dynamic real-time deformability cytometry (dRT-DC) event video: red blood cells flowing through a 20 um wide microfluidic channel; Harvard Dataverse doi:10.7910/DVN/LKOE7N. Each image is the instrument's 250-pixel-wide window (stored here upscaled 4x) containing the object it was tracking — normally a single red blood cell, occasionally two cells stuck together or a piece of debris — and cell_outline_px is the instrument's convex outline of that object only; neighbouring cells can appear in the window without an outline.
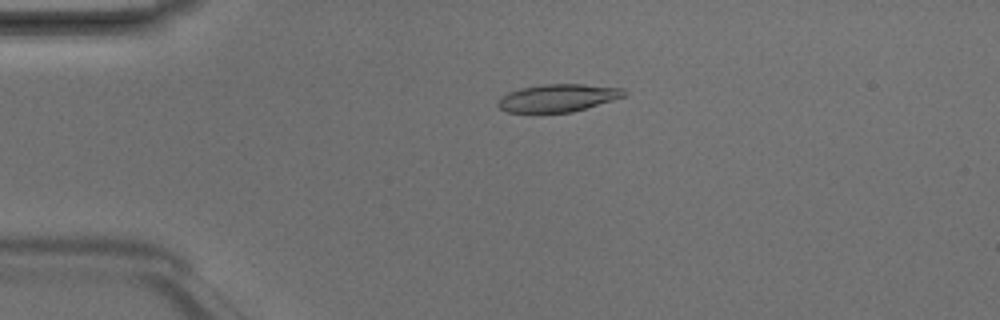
{"species": "Egyptian fruit bat (a non-hibernating species)", "species_latin": "Rousettus aegyptiacus", "temperature_condition": "room temperature", "stored_images_in_passage": 4, "camera_frame_rate_fps": 3000, "um_per_image_px": 0.085, "animal": {"sex": "male"}, "frame": {"image": 1, "passage_image": 3, "time_ms": 0.667, "image_size_px": [1000, 320], "cell_outline_px": [[628, 92], [624, 96], [612, 100], [572, 112], [508, 112], [500, 108], [496, 104], [496, 100], [500, 96], [508, 92], [520, 88], [544, 84], [584, 84], [624, 88]], "centroid_in_image_um": [47.39, 8.31], "position_along_channel_um": 37.6, "area_um2": 20.35}}